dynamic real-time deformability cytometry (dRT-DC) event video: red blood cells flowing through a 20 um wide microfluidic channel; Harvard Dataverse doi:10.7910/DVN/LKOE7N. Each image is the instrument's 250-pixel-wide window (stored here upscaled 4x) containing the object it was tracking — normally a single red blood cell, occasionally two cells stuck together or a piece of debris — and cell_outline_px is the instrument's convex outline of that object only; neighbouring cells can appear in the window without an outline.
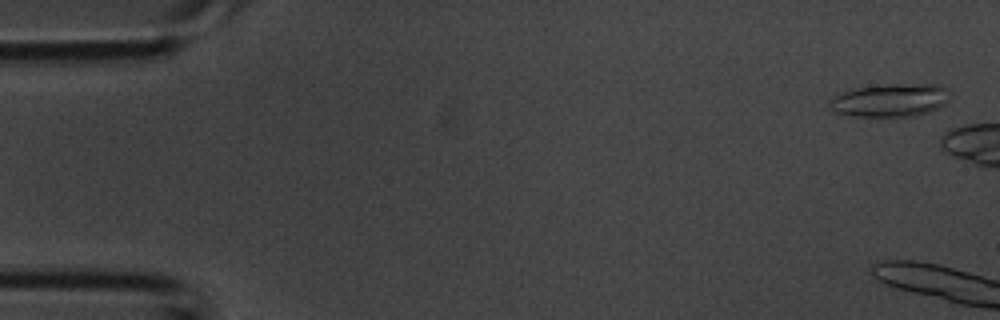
{"species": "common noctule bat (a hibernating species)", "species_latin": "Nyctalus noctula", "temperature_condition": "room temperature", "stored_images_in_passage": 6, "camera_frame_rate_fps": 3000, "um_per_image_px": 0.085, "animal": {"sex": "male", "body_mass_g": 20.1, "forearm_length_mm": 53.5}, "frame": {"image": 1, "passage_image": 2, "time_ms": 0.333, "image_size_px": [1000, 320], "cell_outline_px": [[948, 100], [944, 104], [928, 112], [916, 116], [896, 120], [852, 116], [832, 112], [828, 104], [828, 100], [844, 92], [856, 88], [888, 84], [936, 84], [944, 88]], "centroid_in_image_um": [75.6, 8.59], "position_along_channel_um": 9.4, "area_um2": 23.87}}